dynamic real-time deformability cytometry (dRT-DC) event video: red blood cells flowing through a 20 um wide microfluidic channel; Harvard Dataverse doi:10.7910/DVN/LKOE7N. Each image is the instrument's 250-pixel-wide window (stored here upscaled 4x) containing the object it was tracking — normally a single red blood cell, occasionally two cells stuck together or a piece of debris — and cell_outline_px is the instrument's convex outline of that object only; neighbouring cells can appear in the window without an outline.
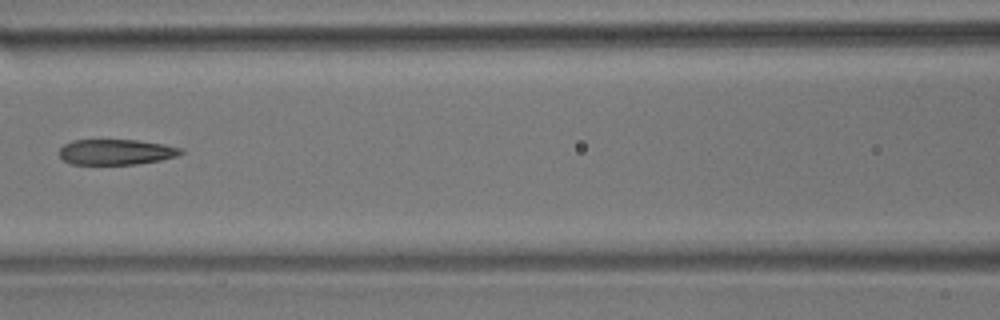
{"species": "common noctule bat (a hibernating species)", "species_latin": "Nyctalus noctula", "temperature_condition": "room temperature", "stored_images_in_passage": 7, "camera_frame_rate_fps": 3000, "um_per_image_px": 0.085, "animal": {"sex": "male", "body_mass_g": 17.9}, "frame": {"image": 1, "passage_image": 7, "time_ms": 2.0, "image_size_px": [1000, 320], "cell_outline_px": [[184, 152], [176, 156], [160, 160], [136, 164], [72, 164], [64, 160], [60, 156], [60, 148], [64, 144], [72, 140], [136, 140], [164, 144], [184, 148]], "centroid_in_image_um": [9.89, 12.91], "position_along_channel_um": 156.7, "area_um2": 18.03}}